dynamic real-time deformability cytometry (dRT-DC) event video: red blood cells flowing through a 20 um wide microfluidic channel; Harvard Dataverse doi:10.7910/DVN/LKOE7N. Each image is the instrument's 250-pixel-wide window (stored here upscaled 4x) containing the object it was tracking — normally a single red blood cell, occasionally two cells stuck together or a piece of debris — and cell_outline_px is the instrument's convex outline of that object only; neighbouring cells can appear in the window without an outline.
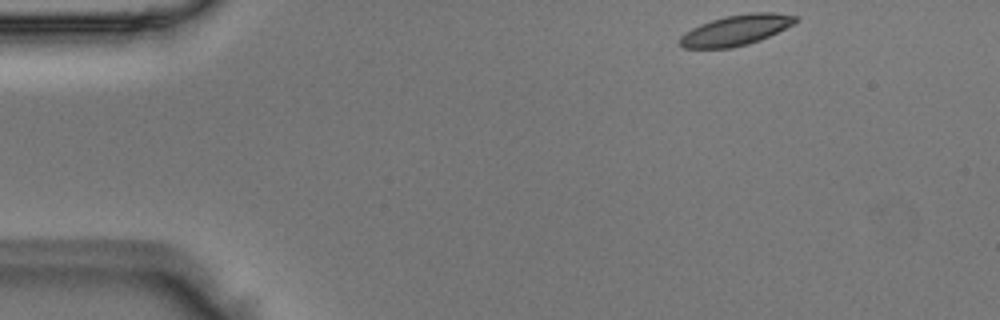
{"species": "Egyptian fruit bat (a non-hibernating species)", "species_latin": "Rousettus aegyptiacus", "temperature_condition": "room temperature", "stored_images_in_passage": 46, "camera_frame_rate_fps": 3000, "um_per_image_px": 0.085, "animal": {"sex": "male"}, "frame": {"image": 1, "passage_image": 1, "time_ms": 0.0, "image_size_px": [1000, 320], "cell_outline_px": [[800, 20], [760, 40], [748, 44], [732, 48], [684, 48], [680, 44], [680, 36], [684, 32], [700, 24], [724, 16], [748, 12], [772, 12], [796, 16]], "centroid_in_image_um": [62.54, 2.55], "position_along_channel_um": 22.5, "area_um2": 20.46}}
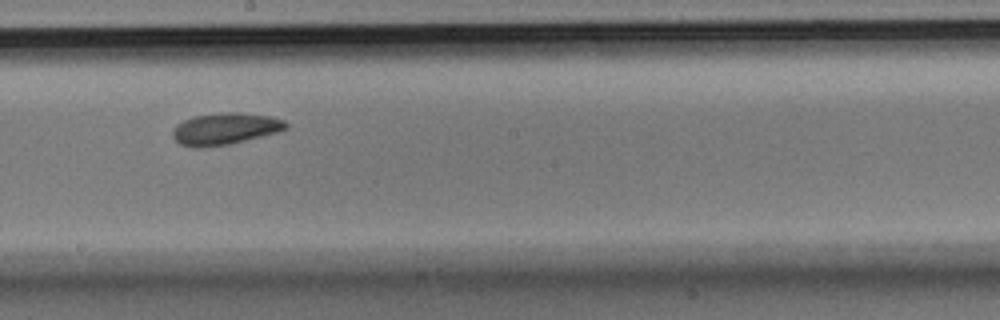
{"frame": {"image": 2, "passage_image": 23, "time_ms": 7.333, "image_size_px": [1000, 320], "cell_outline_px": [[288, 128], [280, 132], [228, 144], [204, 148], [192, 148], [180, 144], [172, 136], [172, 132], [176, 124], [192, 116], [220, 112], [240, 112], [272, 116], [284, 120], [288, 124]], "centroid_in_image_um": [19.14, 10.94], "position_along_channel_um": 229.1, "area_um2": 21.33}}
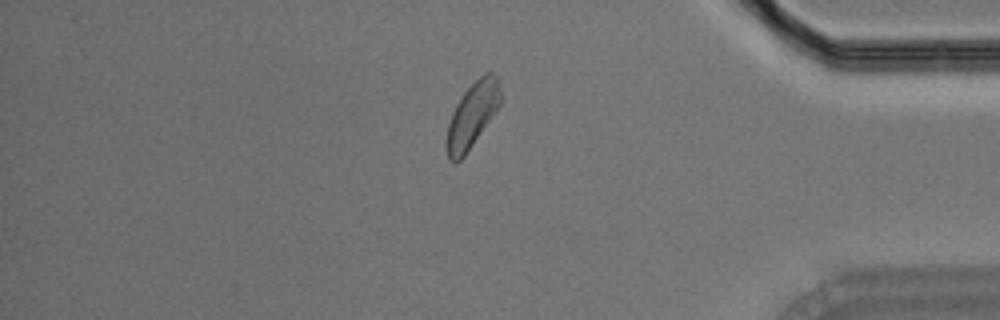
{"frame": {"image": 3, "passage_image": 38, "time_ms": 12.333, "image_size_px": [1000, 320], "cell_outline_px": [[500, 104], [464, 156], [456, 164], [448, 160], [448, 124], [452, 112], [456, 104], [464, 92], [484, 72], [492, 72], [496, 76], [500, 92]], "centroid_in_image_um": [40.13, 9.77], "position_along_channel_um": 395.1, "area_um2": 19.65}}